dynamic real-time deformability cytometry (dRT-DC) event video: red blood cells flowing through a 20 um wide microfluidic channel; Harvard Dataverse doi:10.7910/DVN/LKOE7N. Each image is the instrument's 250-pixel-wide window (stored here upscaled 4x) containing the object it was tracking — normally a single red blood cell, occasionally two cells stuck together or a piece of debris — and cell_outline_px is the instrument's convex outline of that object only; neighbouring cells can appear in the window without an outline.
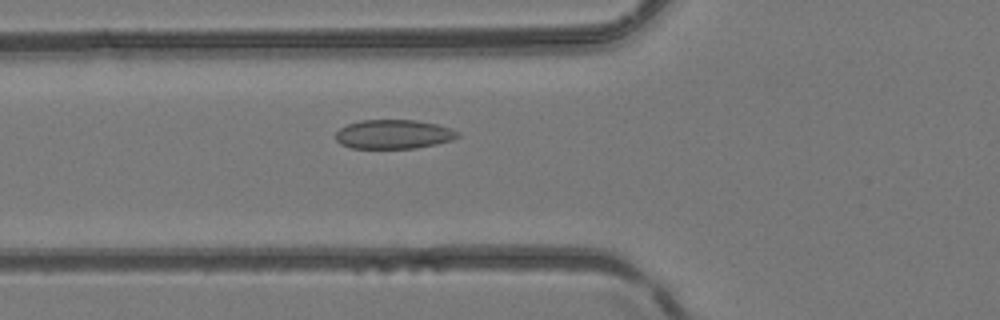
{"species": "common noctule bat (a hibernating species)", "species_latin": "Nyctalus noctula", "temperature_condition": "room temperature", "stored_images_in_passage": 32, "camera_frame_rate_fps": 3000, "um_per_image_px": 0.085, "animal": {"sex": "female", "body_mass_g": 24.6, "forearm_length_mm": 56.2}, "frame": {"image": 1, "passage_image": 7, "time_ms": 2.0, "image_size_px": [1000, 320], "cell_outline_px": [[460, 136], [452, 140], [436, 144], [416, 148], [352, 148], [340, 144], [336, 140], [336, 132], [340, 128], [348, 124], [360, 120], [416, 120], [436, 124], [460, 132]], "centroid_in_image_um": [33.45, 11.41], "position_along_channel_um": 92.3, "area_um2": 20.69}}
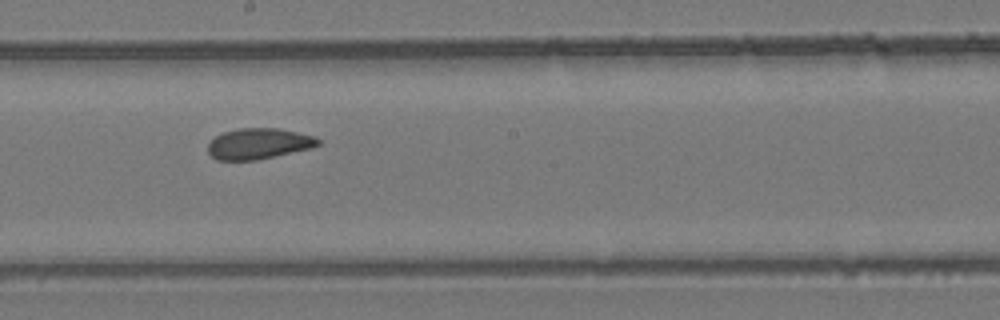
{"frame": {"image": 2, "passage_image": 16, "time_ms": 5.0, "image_size_px": [1000, 320], "cell_outline_px": [[320, 144], [312, 148], [256, 160], [216, 160], [208, 152], [208, 144], [216, 136], [224, 132], [240, 128], [276, 128], [316, 136], [320, 140]], "centroid_in_image_um": [22.0, 12.21], "position_along_channel_um": 226.2, "area_um2": 19.71}}
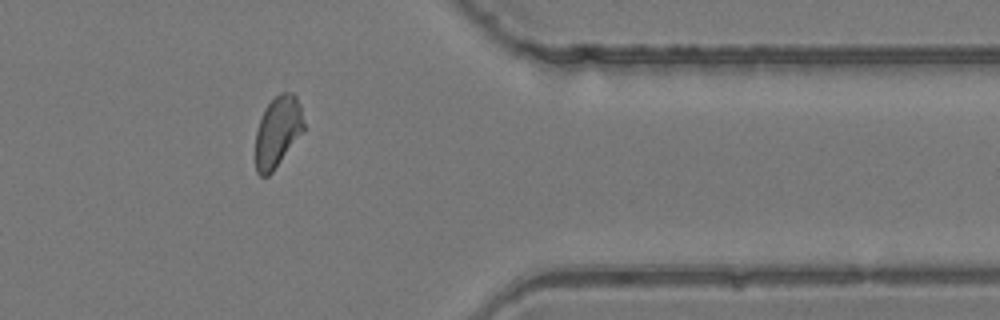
{"frame": {"image": 3, "passage_image": 28, "time_ms": 9.0, "image_size_px": [1000, 320], "cell_outline_px": [[304, 132], [272, 172], [268, 176], [260, 176], [256, 172], [256, 132], [264, 108], [280, 92], [292, 92], [296, 96], [300, 104], [304, 124]], "centroid_in_image_um": [23.62, 11.19], "position_along_channel_um": 387.8, "area_um2": 20.0}}